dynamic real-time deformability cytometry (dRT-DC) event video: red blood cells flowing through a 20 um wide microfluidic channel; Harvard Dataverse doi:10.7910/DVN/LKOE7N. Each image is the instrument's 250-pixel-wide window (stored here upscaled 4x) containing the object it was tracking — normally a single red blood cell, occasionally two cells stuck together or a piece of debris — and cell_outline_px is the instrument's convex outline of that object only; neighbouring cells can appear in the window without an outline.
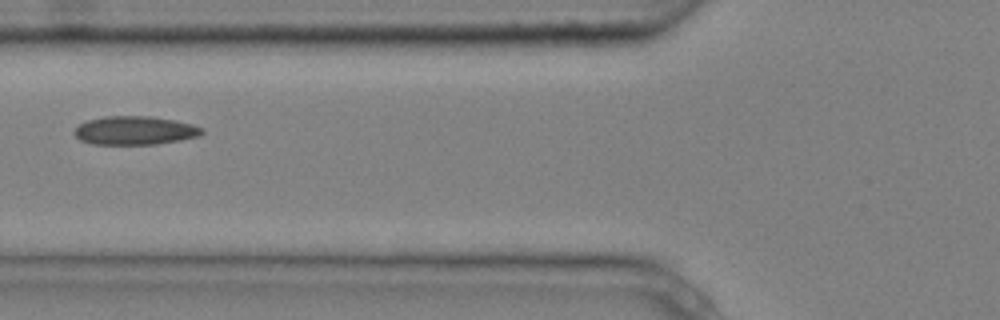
{"species": "common noctule bat (a hibernating species)", "species_latin": "Nyctalus noctula", "temperature_condition": "cold", "stored_images_in_passage": 3, "camera_frame_rate_fps": 3000, "um_per_image_px": 0.085, "animal": {"sex": "male", "body_mass_g": 20.4}, "frame": {"image": 1, "passage_image": 3, "time_ms": 0.667, "image_size_px": [1000, 320], "cell_outline_px": [[204, 132], [200, 136], [180, 140], [156, 144], [92, 144], [80, 140], [72, 132], [80, 124], [88, 120], [104, 116], [148, 116], [176, 120], [192, 124], [204, 128]], "centroid_in_image_um": [11.48, 11.09], "position_along_channel_um": 114.3, "area_um2": 21.33}}